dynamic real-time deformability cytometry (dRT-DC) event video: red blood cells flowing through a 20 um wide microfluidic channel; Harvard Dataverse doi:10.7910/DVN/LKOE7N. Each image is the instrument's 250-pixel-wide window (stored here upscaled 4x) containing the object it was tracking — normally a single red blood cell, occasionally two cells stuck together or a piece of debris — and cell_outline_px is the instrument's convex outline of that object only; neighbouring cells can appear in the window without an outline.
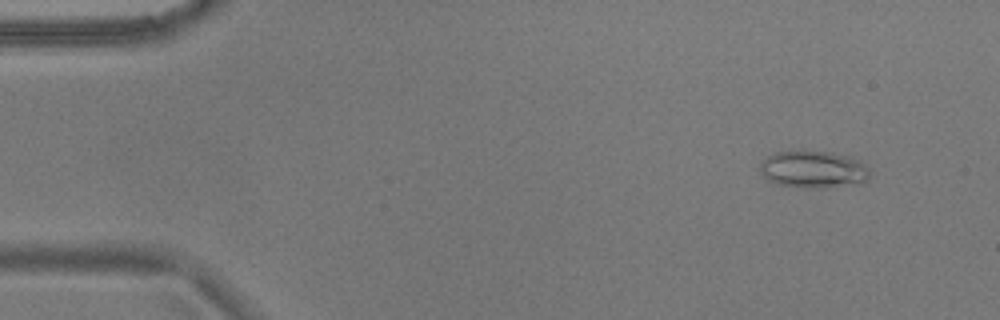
{"species": "common noctule bat (a hibernating species)", "species_latin": "Nyctalus noctula", "temperature_condition": "warm", "stored_images_in_passage": 35, "camera_frame_rate_fps": 3000, "um_per_image_px": 0.085, "animal": {"sex": "male", "body_mass_g": 17.9}, "frame": {"image": 1, "passage_image": 2, "time_ms": 0.333, "image_size_px": [1000, 320], "cell_outline_px": [[868, 180], [864, 184], [824, 188], [800, 188], [780, 184], [768, 180], [760, 172], [760, 164], [768, 156], [776, 152], [800, 148], [804, 148], [832, 152], [852, 156], [860, 160], [868, 168]], "centroid_in_image_um": [69.17, 14.37], "position_along_channel_um": 15.8, "area_um2": 24.8}}
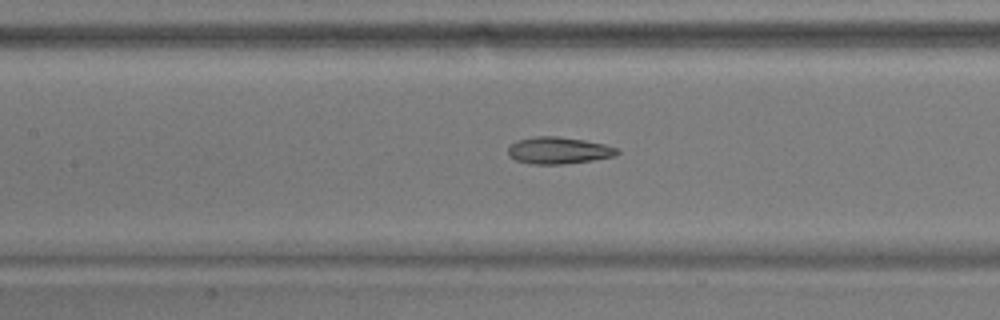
{"frame": {"image": 2, "passage_image": 22, "time_ms": 7.0, "image_size_px": [1000, 320], "cell_outline_px": [[620, 152], [616, 156], [592, 160], [564, 164], [532, 164], [516, 160], [508, 156], [508, 148], [516, 140], [536, 136], [556, 136], [584, 140], [604, 144], [616, 148]], "centroid_in_image_um": [47.47, 12.79], "position_along_channel_um": 159.9, "area_um2": 17.05}}
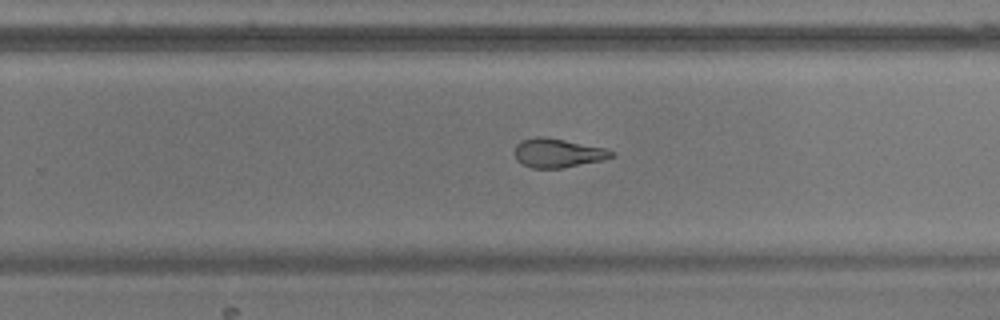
{"frame": {"image": 3, "passage_image": 32, "time_ms": 10.333, "image_size_px": [1000, 320], "cell_outline_px": [[616, 156], [604, 160], [560, 168], [532, 168], [516, 160], [512, 152], [516, 144], [520, 140], [536, 136], [544, 136], [604, 148], [616, 152]], "centroid_in_image_um": [47.38, 13.0], "position_along_channel_um": 282.4, "area_um2": 16.53}, "authors_computed_cell_mechanics": {"area_um2": 17.629, "velocity_mm_per_s": 3.6792, "shape_relaxation_time_tau1_ms": null, "shape_relaxation_time_tau2_ms": 4.0585, "deformation_change_tau1": null, "deformation_change_tau2": 0.1365}}